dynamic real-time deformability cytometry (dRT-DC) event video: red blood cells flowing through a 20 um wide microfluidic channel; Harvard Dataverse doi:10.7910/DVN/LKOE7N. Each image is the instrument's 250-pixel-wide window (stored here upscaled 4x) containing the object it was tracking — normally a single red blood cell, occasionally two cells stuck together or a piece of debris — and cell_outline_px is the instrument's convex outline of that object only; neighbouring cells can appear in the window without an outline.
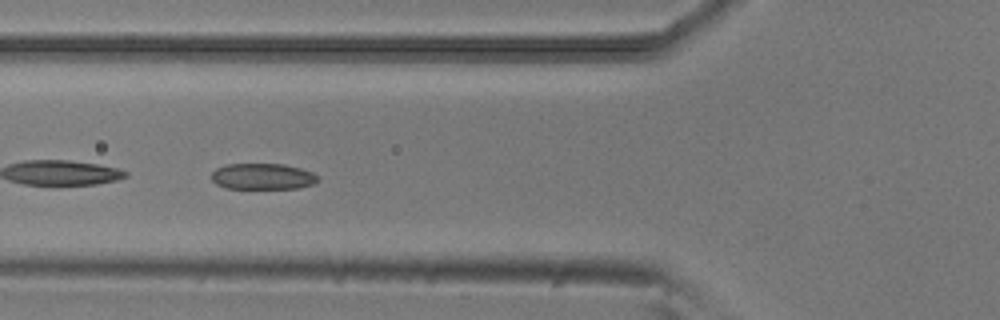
{"species": "common noctule bat (a hibernating species)", "species_latin": "Nyctalus noctula", "temperature_condition": "room temperature", "stored_images_in_passage": 40, "camera_frame_rate_fps": 3000, "um_per_image_px": 0.085, "animal": {"sex": "male", "body_mass_g": 20.5, "forearm_length_mm": 52.5}, "frame": {"image": 1, "passage_image": 7, "time_ms": 2.0, "image_size_px": [1000, 320], "cell_outline_px": [[320, 180], [312, 184], [300, 188], [224, 188], [216, 184], [212, 180], [212, 172], [216, 168], [224, 164], [284, 164], [300, 168], [312, 172], [320, 176]], "centroid_in_image_um": [22.34, 14.99], "position_along_channel_um": 103.5, "area_um2": 16.3}}
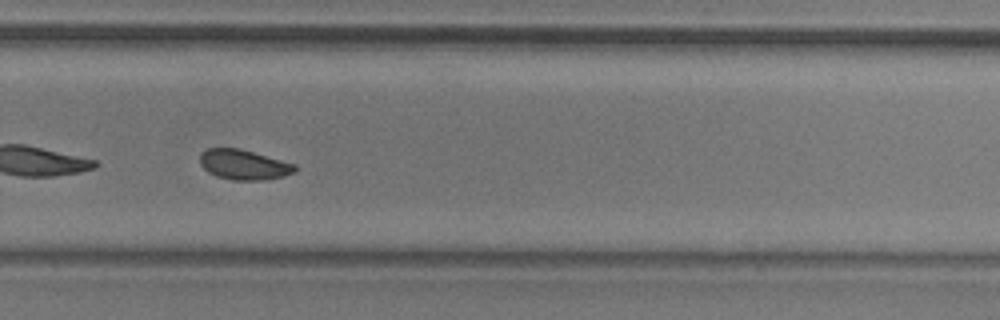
{"frame": {"image": 2, "passage_image": 23, "time_ms": 7.333, "image_size_px": [1000, 320], "cell_outline_px": [[296, 172], [284, 176], [264, 180], [232, 180], [216, 176], [208, 172], [200, 164], [200, 152], [208, 148], [240, 148], [296, 164]], "centroid_in_image_um": [20.72, 13.99], "position_along_channel_um": 309.1, "area_um2": 16.76}}
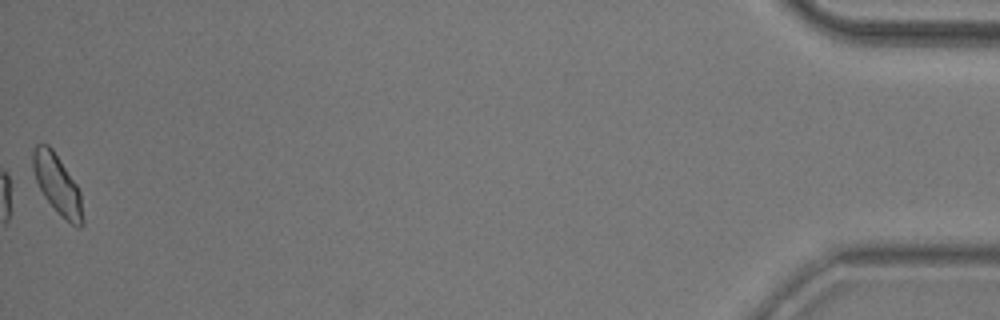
{"frame": {"image": 3, "passage_image": 40, "time_ms": 13.0, "image_size_px": [1000, 320], "cell_outline_px": [[84, 224], [80, 228], [76, 228], [60, 216], [44, 196], [36, 180], [32, 168], [32, 148], [36, 144], [48, 144], [52, 148], [76, 184], [80, 192], [84, 220]], "centroid_in_image_um": [4.88, 15.71], "position_along_channel_um": 430.3, "area_um2": 17.4}, "authors_computed_cell_mechanics": {"area_um2": 16.7042, "velocity_mm_per_s": 3.8631, "shape_relaxation_time_tau1_ms": 5.7609, "shape_relaxation_time_tau2_ms": 2.5811, "deformation_change_tau1": 0.102, "deformation_change_tau2": 0.0662}}